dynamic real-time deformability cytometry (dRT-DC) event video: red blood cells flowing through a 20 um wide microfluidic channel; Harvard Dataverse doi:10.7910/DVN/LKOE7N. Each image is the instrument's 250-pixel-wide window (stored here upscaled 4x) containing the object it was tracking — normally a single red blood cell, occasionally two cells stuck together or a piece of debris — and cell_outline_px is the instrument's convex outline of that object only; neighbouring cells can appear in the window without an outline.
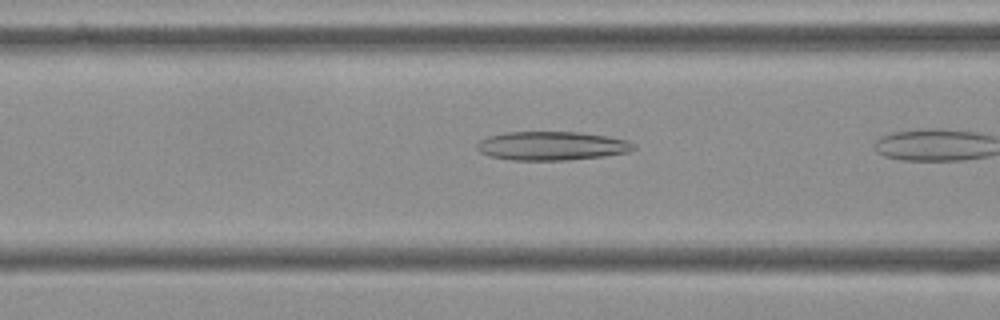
{"species": "Egyptian fruit bat (a non-hibernating species)", "species_latin": "Rousettus aegyptiacus", "temperature_condition": "cold", "stored_images_in_passage": 5, "camera_frame_rate_fps": 3000, "um_per_image_px": 0.085, "frame": {"image": 1, "passage_image": 4, "time_ms": 1.0, "image_size_px": [1000, 320], "cell_outline_px": [[636, 148], [628, 152], [604, 156], [568, 160], [512, 160], [488, 156], [480, 152], [476, 148], [476, 144], [480, 140], [488, 136], [504, 132], [580, 132], [608, 136], [628, 140], [636, 144]], "centroid_in_image_um": [46.9, 12.39], "position_along_channel_um": 119.7, "area_um2": 26.53}}